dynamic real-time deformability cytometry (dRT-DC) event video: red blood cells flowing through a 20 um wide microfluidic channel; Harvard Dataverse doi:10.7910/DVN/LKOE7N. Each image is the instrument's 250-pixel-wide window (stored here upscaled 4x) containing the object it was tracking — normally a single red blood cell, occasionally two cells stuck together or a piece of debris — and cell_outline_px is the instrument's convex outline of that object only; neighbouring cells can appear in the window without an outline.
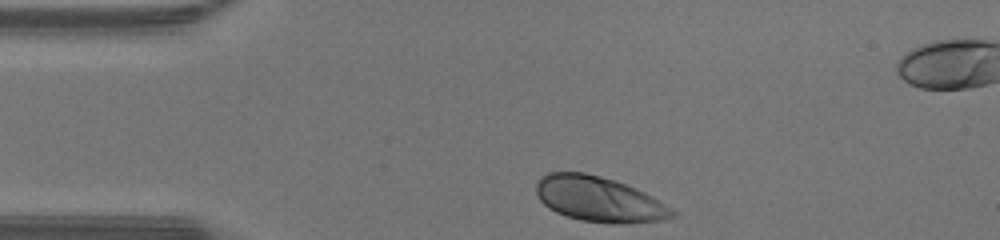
{"species": "human", "species_latin": "Homo sapiens", "temperature_condition": "warm", "stored_images_in_passage": 29, "camera_frame_rate_fps": 3000, "um_per_image_px": 0.085, "donor": {"sex": "male"}, "frame": {"image": 1, "passage_image": 1, "time_ms": 0.0, "image_size_px": [1000, 240], "cell_outline_px": [[676, 216], [660, 220], [624, 224], [608, 224], [580, 220], [556, 212], [548, 208], [540, 200], [536, 192], [536, 184], [540, 176], [548, 172], [584, 172], [600, 176], [636, 188], [652, 196], [672, 208], [676, 212]], "centroid_in_image_um": [50.9, 16.94], "position_along_channel_um": 34.1, "area_um2": 35.89}}
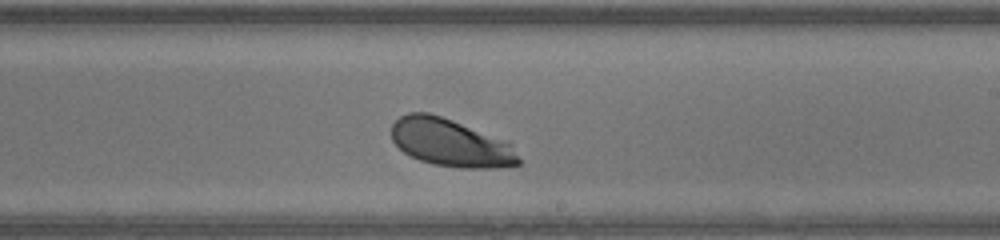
{"frame": {"image": 2, "passage_image": 19, "time_ms": 6.0, "image_size_px": [1000, 240], "cell_outline_px": [[520, 164], [492, 168], [460, 168], [432, 164], [420, 160], [404, 152], [392, 140], [392, 124], [400, 116], [408, 112], [428, 112], [452, 120], [512, 144], [520, 160]], "centroid_in_image_um": [38.27, 12.14], "position_along_channel_um": 250.7, "area_um2": 34.91}}
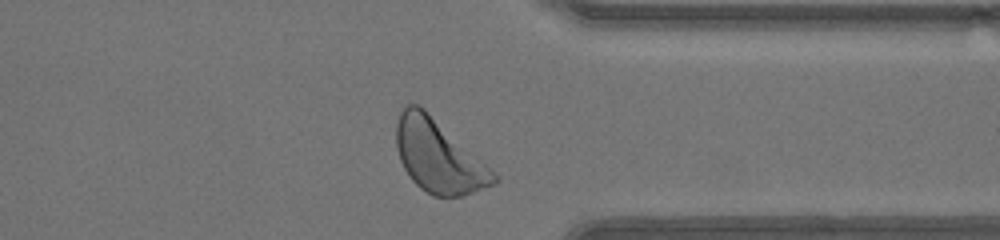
{"frame": {"image": 3, "passage_image": 28, "time_ms": 9.0, "image_size_px": [1000, 240], "cell_outline_px": [[500, 180], [492, 184], [472, 192], [460, 196], [432, 196], [420, 188], [412, 180], [404, 168], [400, 160], [396, 148], [396, 124], [400, 112], [404, 104], [416, 104], [424, 108], [496, 172], [500, 176]], "centroid_in_image_um": [37.26, 13.27], "position_along_channel_um": 374.1, "area_um2": 41.15}, "authors_computed_cell_mechanics": {"area_um2": 35.258, "velocity_mm_per_s": 4.2836, "shape_relaxation_time_tau1_ms": 1.0979, "shape_relaxation_time_tau2_ms": null, "deformation_change_tau1": 0.1179, "deformation_change_tau2": null}}